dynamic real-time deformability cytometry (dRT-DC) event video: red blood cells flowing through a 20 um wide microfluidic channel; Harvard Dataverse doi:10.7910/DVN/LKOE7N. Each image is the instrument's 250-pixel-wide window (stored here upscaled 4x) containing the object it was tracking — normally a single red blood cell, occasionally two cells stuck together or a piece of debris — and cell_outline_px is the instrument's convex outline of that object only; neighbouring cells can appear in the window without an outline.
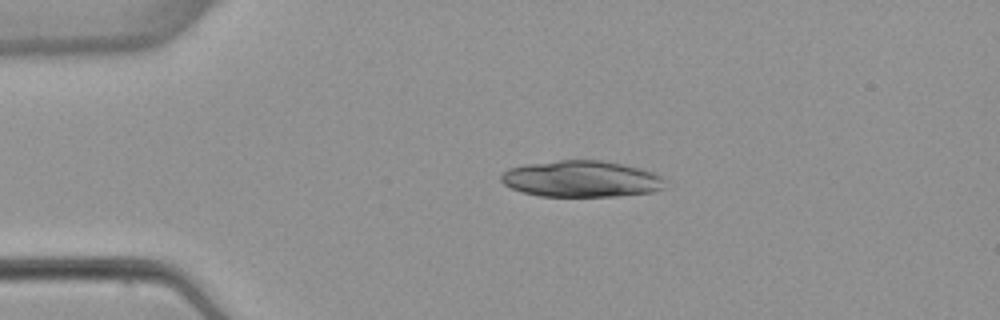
{"species": "common noctule bat (a hibernating species)", "species_latin": "Nyctalus noctula", "temperature_condition": "warm", "stored_images_in_passage": 3, "camera_frame_rate_fps": 3000, "um_per_image_px": 0.085, "animal": {"sex": "female", "body_mass_g": 22.7, "forearm_length_mm": 54.2}, "frame": {"image": 1, "passage_image": 2, "time_ms": 2.667, "image_size_px": [1000, 320], "cell_outline_px": [[668, 180], [664, 188], [652, 192], [620, 196], [540, 196], [524, 192], [512, 188], [504, 184], [500, 180], [500, 176], [508, 168], [528, 164], [560, 160], [600, 160], [640, 168], [656, 172]], "centroid_in_image_um": [49.48, 15.21], "position_along_channel_um": 35.5, "area_um2": 34.91}}